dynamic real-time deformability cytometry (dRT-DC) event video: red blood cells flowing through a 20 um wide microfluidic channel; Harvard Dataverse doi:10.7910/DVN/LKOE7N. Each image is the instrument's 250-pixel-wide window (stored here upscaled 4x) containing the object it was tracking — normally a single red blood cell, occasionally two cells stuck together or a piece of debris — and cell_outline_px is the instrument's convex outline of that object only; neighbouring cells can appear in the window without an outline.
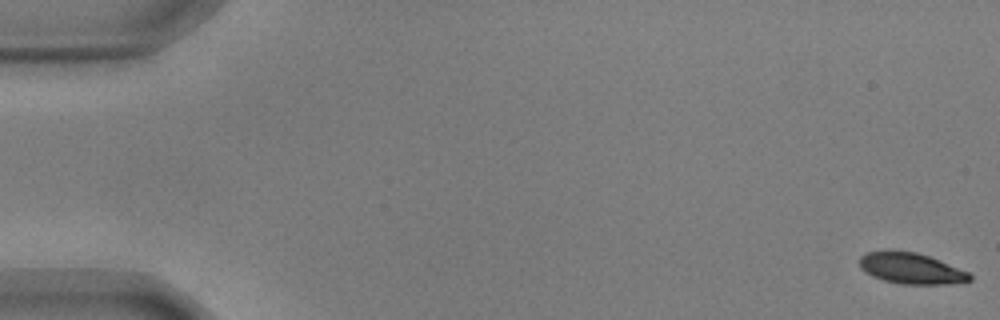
{"species": "common noctule bat (a hibernating species)", "species_latin": "Nyctalus noctula", "temperature_condition": "warm", "stored_images_in_passage": 56, "camera_frame_rate_fps": 3000, "um_per_image_px": 0.085, "animal": {"sex": "male", "body_mass_g": 17.9, "forearm_length_mm": 54.2}, "frame": {"image": 1, "passage_image": 1, "time_ms": 0.0, "image_size_px": [1000, 320], "cell_outline_px": [[972, 280], [948, 284], [900, 284], [884, 280], [872, 276], [864, 272], [860, 268], [860, 256], [868, 252], [884, 248], [916, 252], [928, 256], [968, 272], [972, 276]], "centroid_in_image_um": [77.37, 22.79], "position_along_channel_um": 7.6, "area_um2": 20.11}}
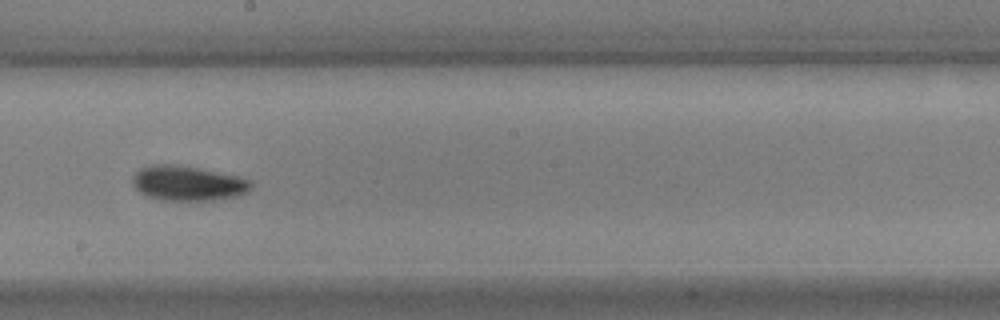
{"frame": {"image": 2, "passage_image": 32, "time_ms": 10.333, "image_size_px": [1000, 320], "cell_outline_px": [[252, 188], [248, 192], [236, 196], [212, 200], [164, 200], [144, 196], [132, 184], [132, 176], [140, 168], [152, 164], [176, 164], [236, 176], [252, 180]], "centroid_in_image_um": [15.94, 15.58], "position_along_channel_um": 232.3, "area_um2": 24.04}}
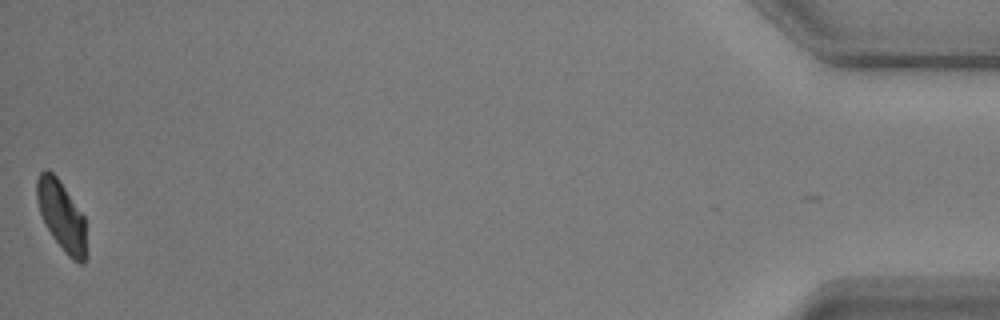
{"frame": {"image": 3, "passage_image": 56, "time_ms": 18.333, "image_size_px": [1000, 320], "cell_outline_px": [[88, 256], [84, 264], [80, 264], [72, 260], [64, 252], [52, 236], [40, 212], [36, 200], [36, 180], [40, 172], [44, 168], [48, 168], [56, 176], [84, 216], [88, 252]], "centroid_in_image_um": [5.26, 18.39], "position_along_channel_um": 429.9, "area_um2": 20.4}, "authors_computed_cell_mechanics": {"area_um2": 21.7906, "velocity_mm_per_s": 3.6169, "shape_relaxation_time_tau1_ms": 3.038, "shape_relaxation_time_tau2_ms": 6.255, "deformation_change_tau1": 0.12, "deformation_change_tau2": 0.1116}}